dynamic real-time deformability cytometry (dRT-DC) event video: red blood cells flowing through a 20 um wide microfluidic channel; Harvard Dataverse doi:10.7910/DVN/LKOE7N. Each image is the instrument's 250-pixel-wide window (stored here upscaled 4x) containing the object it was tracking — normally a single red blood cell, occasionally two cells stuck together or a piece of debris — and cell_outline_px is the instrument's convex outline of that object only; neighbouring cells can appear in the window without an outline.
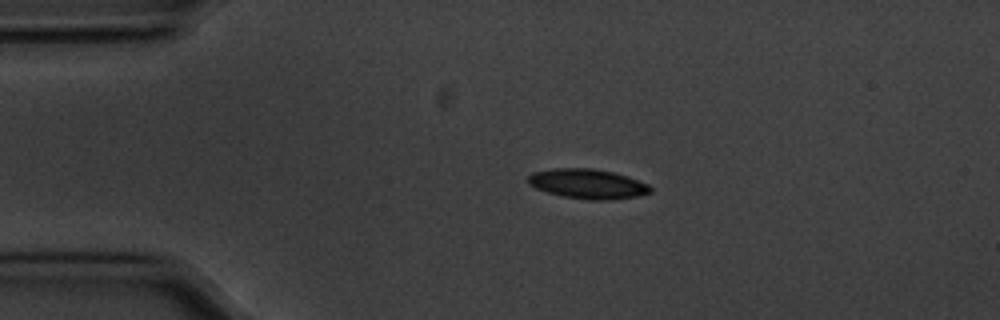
{"species": "common noctule bat (a hibernating species)", "species_latin": "Nyctalus noctula", "temperature_condition": "cold", "stored_images_in_passage": 45, "camera_frame_rate_fps": 3000, "um_per_image_px": 0.085, "animal": {"sex": "male", "body_mass_g": 20.1, "forearm_length_mm": 53.5}, "frame": {"image": 1, "passage_image": 1, "time_ms": 0.0, "image_size_px": [1000, 320], "cell_outline_px": [[652, 192], [636, 196], [612, 200], [592, 200], [564, 196], [548, 192], [536, 188], [528, 184], [528, 176], [532, 172], [552, 168], [592, 168], [612, 172], [628, 176], [648, 184], [652, 188]], "centroid_in_image_um": [49.96, 15.62], "position_along_channel_um": 35.0, "area_um2": 21.15}}
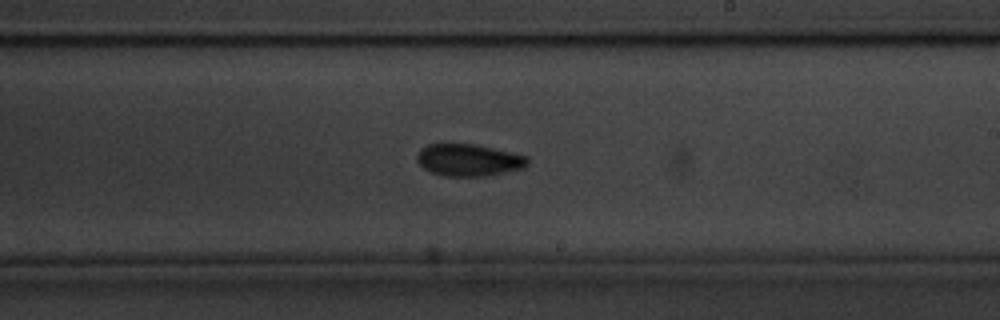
{"frame": {"image": 2, "passage_image": 22, "time_ms": 7.0, "image_size_px": [1000, 320], "cell_outline_px": [[528, 164], [524, 168], [484, 176], [444, 176], [432, 172], [424, 168], [416, 160], [416, 156], [420, 148], [428, 144], [476, 144], [512, 152], [528, 156]], "centroid_in_image_um": [39.84, 13.59], "position_along_channel_um": 249.2, "area_um2": 20.69}}
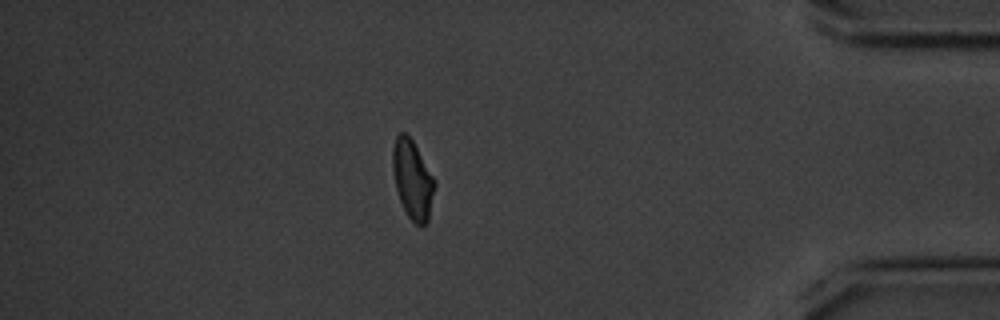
{"frame": {"image": 3, "passage_image": 38, "time_ms": 12.333, "image_size_px": [1000, 320], "cell_outline_px": [[436, 184], [428, 220], [424, 224], [416, 224], [408, 216], [400, 200], [396, 188], [392, 168], [392, 148], [396, 136], [400, 132], [404, 132], [412, 140], [436, 180]], "centroid_in_image_um": [35.07, 15.23], "position_along_channel_um": 400.1, "area_um2": 19.13}}